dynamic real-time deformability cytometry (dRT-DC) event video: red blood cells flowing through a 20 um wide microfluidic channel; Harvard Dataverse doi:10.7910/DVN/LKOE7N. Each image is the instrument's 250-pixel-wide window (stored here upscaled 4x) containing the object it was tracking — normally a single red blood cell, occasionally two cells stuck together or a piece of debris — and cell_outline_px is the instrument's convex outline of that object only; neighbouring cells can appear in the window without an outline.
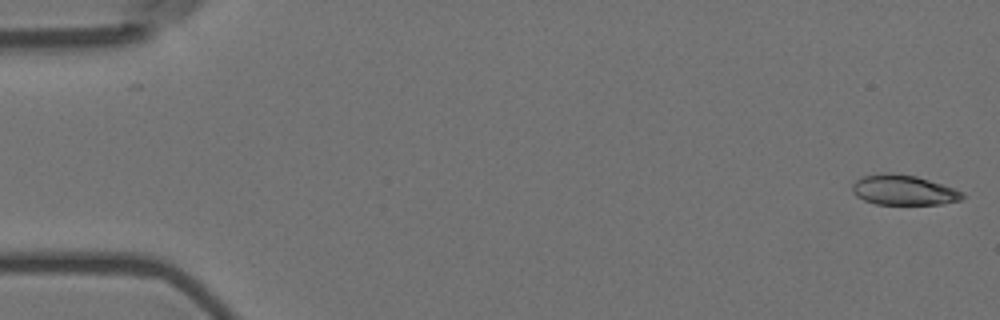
{"species": "Egyptian fruit bat (a non-hibernating species)", "species_latin": "Rousettus aegyptiacus", "temperature_condition": "room temperature", "stored_images_in_passage": 2, "camera_frame_rate_fps": 3000, "um_per_image_px": 0.085, "animal": {"sex": "female"}, "frame": {"image": 1, "passage_image": 2, "time_ms": 0.333, "image_size_px": [1000, 320], "cell_outline_px": [[964, 196], [960, 200], [940, 204], [876, 204], [864, 200], [856, 196], [852, 192], [852, 184], [856, 180], [864, 176], [880, 172], [892, 172], [916, 176], [964, 192]], "centroid_in_image_um": [76.75, 16.15], "position_along_channel_um": 8.2, "area_um2": 19.25}}